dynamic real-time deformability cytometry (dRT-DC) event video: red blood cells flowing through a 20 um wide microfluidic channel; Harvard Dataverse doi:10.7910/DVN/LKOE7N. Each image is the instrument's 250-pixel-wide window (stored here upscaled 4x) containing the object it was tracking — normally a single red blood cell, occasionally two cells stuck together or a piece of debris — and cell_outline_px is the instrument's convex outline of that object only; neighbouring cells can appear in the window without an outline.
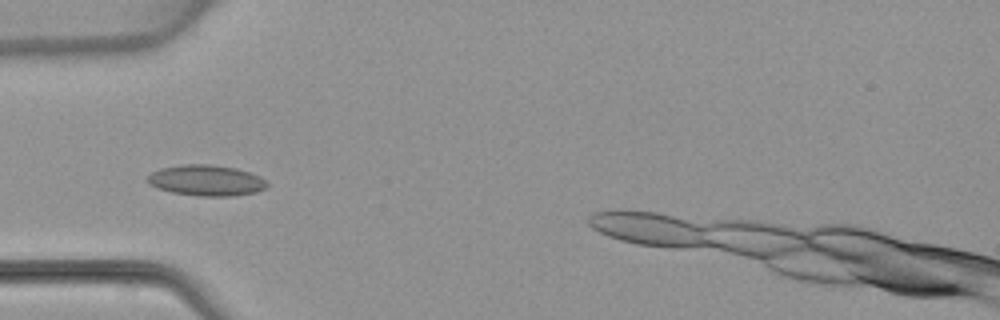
{"species": "common noctule bat (a hibernating species)", "species_latin": "Nyctalus noctula", "temperature_condition": "warm", "stored_images_in_passage": 4, "camera_frame_rate_fps": 3000, "um_per_image_px": 0.085, "animal": {"sex": "female", "body_mass_g": 22.7, "forearm_length_mm": 54.2}, "frame": {"image": 1, "passage_image": 4, "time_ms": 3.667, "image_size_px": [1000, 320], "cell_outline_px": [[268, 188], [256, 192], [232, 196], [196, 196], [172, 192], [156, 188], [148, 184], [144, 180], [152, 172], [160, 168], [180, 164], [212, 164], [236, 168], [260, 176], [268, 184]], "centroid_in_image_um": [17.5, 15.33], "position_along_channel_um": 67.5, "area_um2": 21.79}}